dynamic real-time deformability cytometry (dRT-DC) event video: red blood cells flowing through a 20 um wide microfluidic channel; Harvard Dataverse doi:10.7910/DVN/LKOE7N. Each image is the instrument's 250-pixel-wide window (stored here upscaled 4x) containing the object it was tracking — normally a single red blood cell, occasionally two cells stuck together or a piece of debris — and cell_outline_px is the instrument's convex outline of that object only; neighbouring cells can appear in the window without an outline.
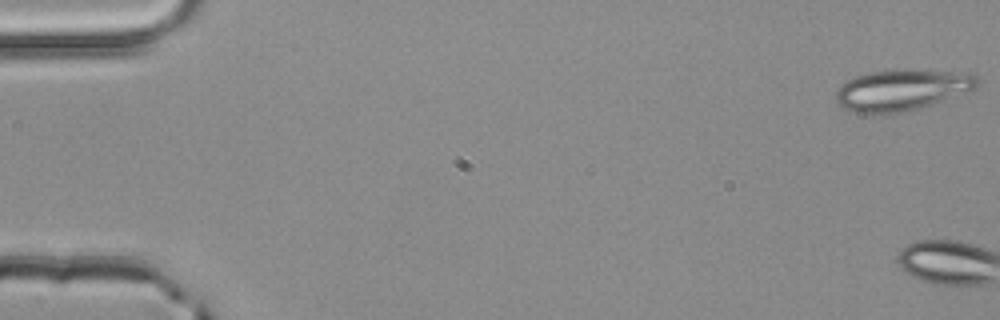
{"species": "common noctule bat (a hibernating species)", "species_latin": "Nyctalus noctula", "temperature_condition": "room temperature", "stored_images_in_passage": 3, "camera_frame_rate_fps": 3000, "um_per_image_px": 0.085, "animal": {"sex": "male", "body_mass_g": 20.4}, "frame": {"image": 1, "passage_image": 1, "time_ms": 0.0, "image_size_px": [1000, 320], "cell_outline_px": [[980, 84], [976, 88], [904, 112], [884, 116], [856, 112], [844, 108], [836, 104], [836, 88], [840, 84], [856, 76], [872, 72], [896, 68], [912, 68], [972, 72], [980, 80]], "centroid_in_image_um": [76.64, 7.62], "position_along_channel_um": 8.4, "area_um2": 34.68}}